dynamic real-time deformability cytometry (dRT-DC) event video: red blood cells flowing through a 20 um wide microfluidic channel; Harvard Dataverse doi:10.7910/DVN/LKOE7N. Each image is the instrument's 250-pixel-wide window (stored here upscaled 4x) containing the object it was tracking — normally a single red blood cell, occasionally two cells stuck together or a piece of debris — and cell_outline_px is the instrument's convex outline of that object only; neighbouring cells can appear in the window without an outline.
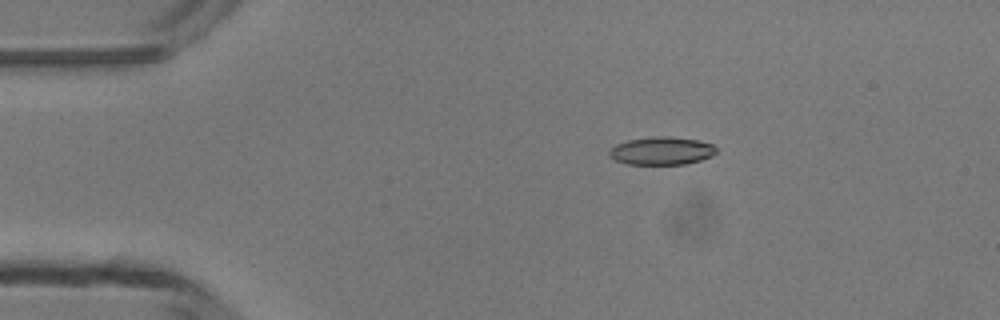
{"species": "common noctule bat (a hibernating species)", "species_latin": "Nyctalus noctula", "temperature_condition": "room temperature", "stored_images_in_passage": 5, "camera_frame_rate_fps": 3000, "um_per_image_px": 0.085, "animal": {"sex": "male", "body_mass_g": 13.3}, "frame": {"image": 1, "passage_image": 2, "time_ms": 2.0, "image_size_px": [1000, 320], "cell_outline_px": [[716, 152], [712, 156], [700, 160], [684, 164], [628, 164], [616, 160], [608, 152], [616, 144], [628, 140], [652, 136], [668, 136], [696, 140], [712, 144], [716, 148]], "centroid_in_image_um": [56.25, 12.81], "position_along_channel_um": 28.8, "area_um2": 17.22}}
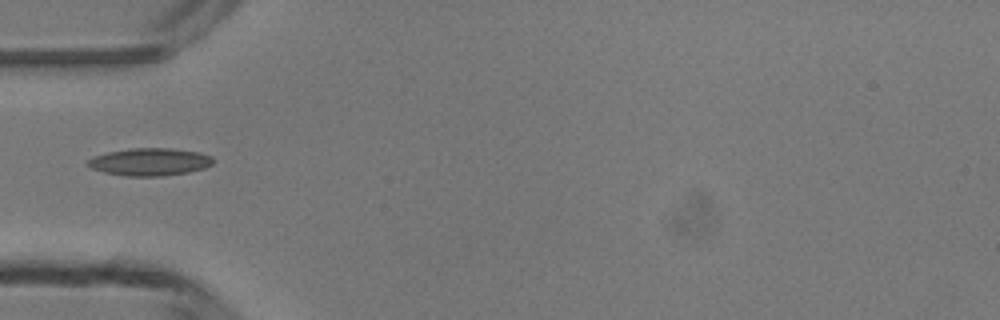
{"frame": {"image": 2, "passage_image": 4, "time_ms": 4.333, "image_size_px": [1000, 320], "cell_outline_px": [[212, 164], [204, 168], [188, 172], [160, 176], [128, 176], [104, 172], [92, 168], [88, 164], [88, 160], [96, 156], [108, 152], [132, 148], [172, 148], [200, 152], [212, 156]], "centroid_in_image_um": [12.77, 13.75], "position_along_channel_um": 72.2, "area_um2": 19.88}}
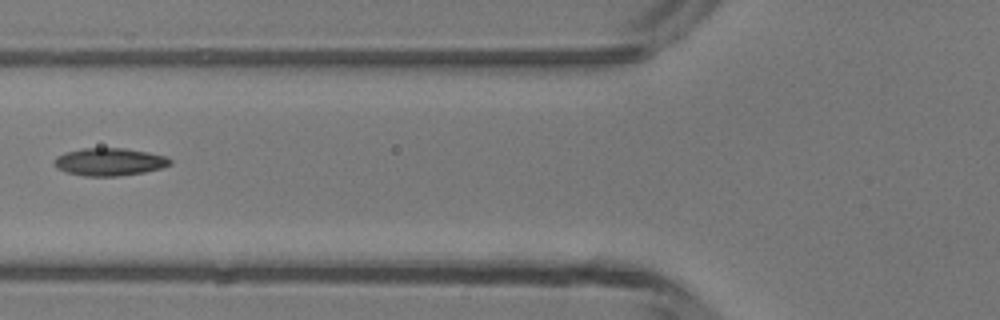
{"frame": {"image": 3, "passage_image": 5, "time_ms": 5.333, "image_size_px": [1000, 320], "cell_outline_px": [[172, 164], [160, 168], [144, 172], [120, 176], [84, 176], [64, 172], [56, 168], [52, 164], [52, 160], [56, 156], [64, 152], [80, 148], [124, 148], [148, 152], [168, 156], [172, 160]], "centroid_in_image_um": [9.26, 13.75], "position_along_channel_um": 116.5, "area_um2": 19.07}}